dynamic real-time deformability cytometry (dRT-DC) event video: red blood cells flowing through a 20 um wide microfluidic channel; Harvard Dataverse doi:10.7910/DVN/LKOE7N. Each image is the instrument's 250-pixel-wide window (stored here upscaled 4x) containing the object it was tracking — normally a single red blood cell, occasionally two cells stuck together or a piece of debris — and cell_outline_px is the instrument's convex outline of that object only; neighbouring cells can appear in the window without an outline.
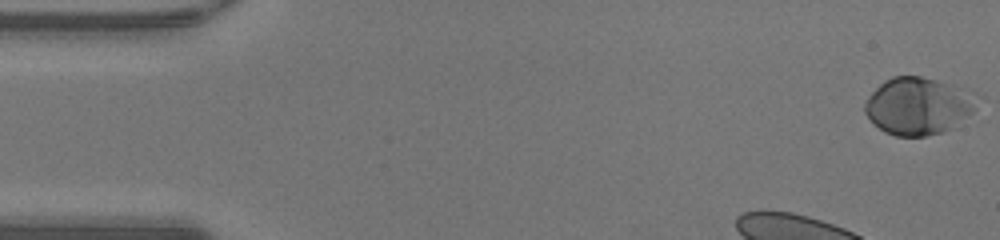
{"species": "human", "species_latin": "Homo sapiens", "temperature_condition": "warm", "stored_images_in_passage": 37, "camera_frame_rate_fps": 3000, "um_per_image_px": 0.085, "donor": {"sex": "male"}, "frame": {"image": 1, "passage_image": 1, "time_ms": 0.0, "image_size_px": [1000, 240], "cell_outline_px": [[984, 96], [976, 108], [956, 128], [944, 132], [924, 136], [896, 136], [884, 132], [864, 112], [864, 104], [868, 96], [884, 80], [892, 76], [920, 76], [936, 80], [976, 92]], "centroid_in_image_um": [78.14, 9.01], "position_along_channel_um": 6.9, "area_um2": 38.09}}
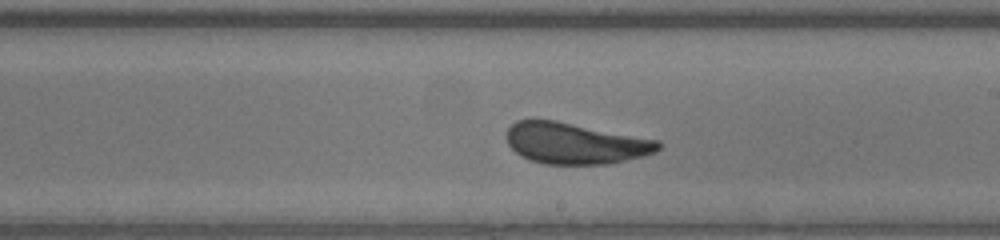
{"frame": {"image": 2, "passage_image": 24, "time_ms": 7.667, "image_size_px": [1000, 240], "cell_outline_px": [[664, 144], [656, 152], [644, 156], [608, 164], [544, 164], [520, 156], [508, 144], [508, 128], [516, 120], [556, 120], [660, 140]], "centroid_in_image_um": [48.95, 12.18], "position_along_channel_um": 240.1, "area_um2": 36.47}}
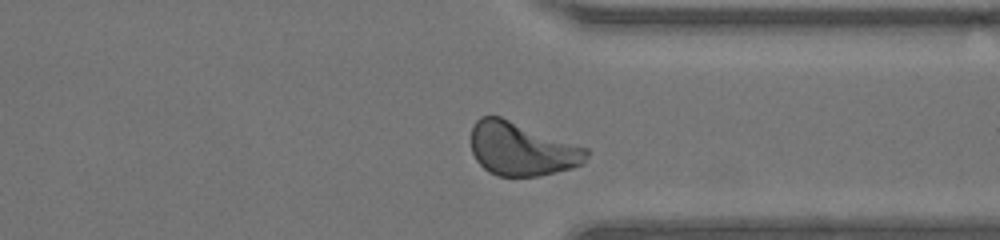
{"frame": {"image": 3, "passage_image": 33, "time_ms": 10.667, "image_size_px": [1000, 240], "cell_outline_px": [[588, 156], [584, 164], [572, 168], [540, 176], [496, 176], [488, 172], [476, 160], [472, 152], [472, 128], [476, 120], [480, 116], [500, 116], [588, 148]], "centroid_in_image_um": [44.36, 12.67], "position_along_channel_um": 367.0, "area_um2": 36.01}, "authors_computed_cell_mechanics": {"area_um2": 37.281, "velocity_mm_per_s": 4.2831, "shape_relaxation_time_tau1_ms": 4.3397, "shape_relaxation_time_tau2_ms": null, "deformation_change_tau1": 0.1494, "deformation_change_tau2": null}}